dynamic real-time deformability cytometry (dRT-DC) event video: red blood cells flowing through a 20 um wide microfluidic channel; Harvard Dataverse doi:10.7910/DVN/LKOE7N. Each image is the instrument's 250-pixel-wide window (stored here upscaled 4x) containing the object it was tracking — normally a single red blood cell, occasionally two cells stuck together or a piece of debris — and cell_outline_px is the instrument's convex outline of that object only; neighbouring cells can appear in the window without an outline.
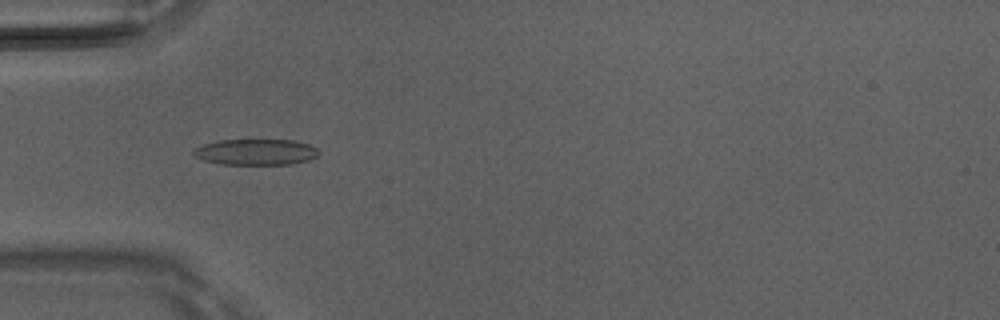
{"species": "Egyptian fruit bat (a non-hibernating species)", "species_latin": "Rousettus aegyptiacus", "temperature_condition": "room temperature", "stored_images_in_passage": 4, "camera_frame_rate_fps": 3000, "um_per_image_px": 0.085, "animal": {"sex": "male"}, "frame": {"image": 1, "passage_image": 2, "time_ms": 0.333, "image_size_px": [1000, 320], "cell_outline_px": [[320, 152], [316, 156], [308, 160], [292, 164], [220, 164], [204, 160], [196, 156], [192, 152], [196, 148], [204, 144], [220, 140], [292, 140], [308, 144], [316, 148]], "centroid_in_image_um": [21.76, 12.92], "position_along_channel_um": 63.2, "area_um2": 18.73}}